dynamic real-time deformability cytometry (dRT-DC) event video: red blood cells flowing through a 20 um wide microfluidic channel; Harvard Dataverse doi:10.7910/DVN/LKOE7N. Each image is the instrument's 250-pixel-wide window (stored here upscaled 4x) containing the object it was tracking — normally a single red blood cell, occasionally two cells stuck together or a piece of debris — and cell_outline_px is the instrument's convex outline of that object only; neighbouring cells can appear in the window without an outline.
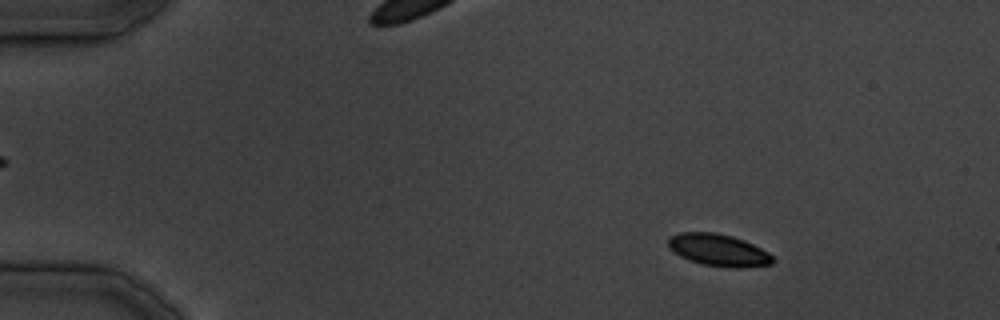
{"species": "common noctule bat (a hibernating species)", "species_latin": "Nyctalus noctula", "temperature_condition": "cold", "stored_images_in_passage": 15, "camera_frame_rate_fps": 3000, "um_per_image_px": 0.085, "animal": {"sex": "male", "body_mass_g": 19.5, "forearm_length_mm": 54.6}, "frame": {"image": 1, "passage_image": 5, "time_ms": 4.667, "image_size_px": [1000, 320], "cell_outline_px": [[772, 264], [740, 268], [728, 268], [700, 264], [688, 260], [680, 256], [668, 248], [668, 236], [680, 232], [716, 232], [732, 236], [744, 240], [768, 252], [772, 256]], "centroid_in_image_um": [61.02, 21.26], "position_along_channel_um": 24.0, "area_um2": 19.71}}
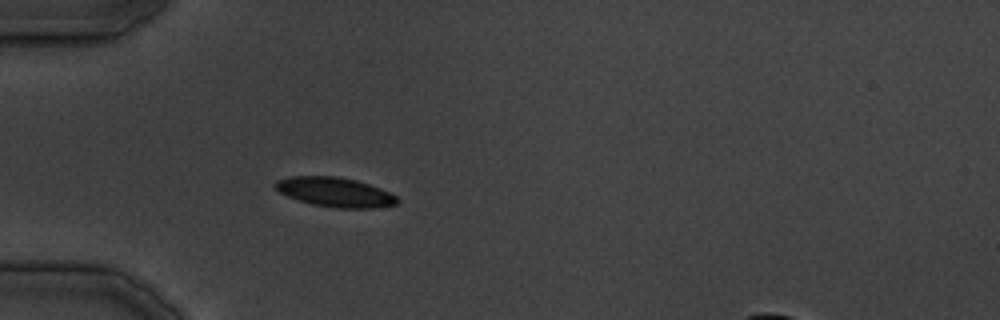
{"frame": {"image": 2, "passage_image": 11, "time_ms": 12.333, "image_size_px": [1000, 320], "cell_outline_px": [[400, 200], [396, 204], [372, 208], [336, 208], [312, 204], [288, 196], [280, 192], [272, 184], [276, 180], [288, 176], [336, 176], [356, 180], [380, 188], [396, 196]], "centroid_in_image_um": [28.45, 16.32], "position_along_channel_um": 56.5, "area_um2": 20.87}}